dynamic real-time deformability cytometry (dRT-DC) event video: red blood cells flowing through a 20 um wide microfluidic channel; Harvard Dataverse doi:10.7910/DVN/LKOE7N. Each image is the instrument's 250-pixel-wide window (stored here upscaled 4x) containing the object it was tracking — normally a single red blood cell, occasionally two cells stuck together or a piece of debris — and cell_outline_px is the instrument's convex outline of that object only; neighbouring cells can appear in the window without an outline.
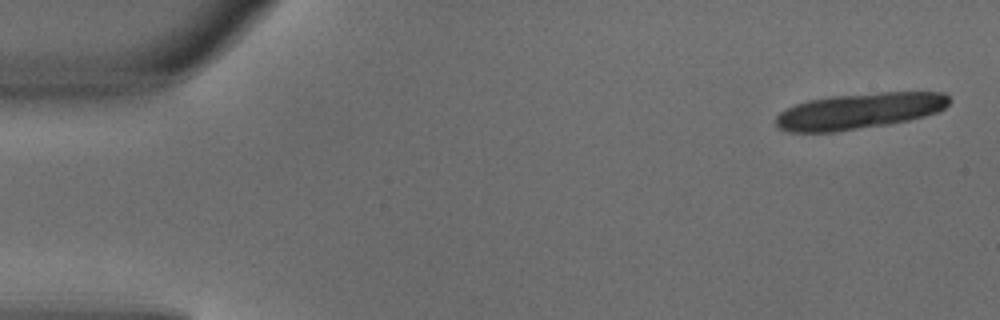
{"species": "common noctule bat (a hibernating species)", "species_latin": "Nyctalus noctula", "temperature_condition": "warm", "stored_images_in_passage": 4, "camera_frame_rate_fps": 3000, "um_per_image_px": 0.085, "animal": {"sex": "male", "body_mass_g": 18.8}, "frame": {"image": 1, "passage_image": 1, "time_ms": 0.0, "image_size_px": [1000, 320], "cell_outline_px": [[952, 100], [940, 112], [908, 120], [888, 124], [836, 132], [788, 132], [776, 128], [776, 116], [780, 112], [796, 104], [808, 100], [832, 96], [880, 92], [944, 92]], "centroid_in_image_um": [73.05, 9.44], "position_along_channel_um": 12.0, "area_um2": 36.47}}